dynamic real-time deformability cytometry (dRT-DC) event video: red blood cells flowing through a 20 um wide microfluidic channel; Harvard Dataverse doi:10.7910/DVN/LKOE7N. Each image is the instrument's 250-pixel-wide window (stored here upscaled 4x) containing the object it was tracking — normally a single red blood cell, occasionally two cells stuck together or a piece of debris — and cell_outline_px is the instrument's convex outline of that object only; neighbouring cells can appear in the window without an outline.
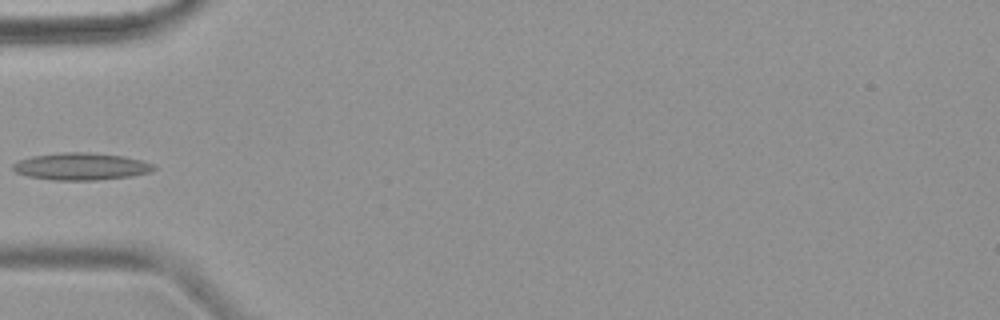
{"species": "common noctule bat (a hibernating species)", "species_latin": "Nyctalus noctula", "temperature_condition": "warm", "stored_images_in_passage": 2, "camera_frame_rate_fps": 3000, "um_per_image_px": 0.085, "animal": {"sex": "female", "body_mass_g": 18.4}, "frame": {"image": 1, "passage_image": 1, "time_ms": 0.0, "image_size_px": [1000, 320], "cell_outline_px": [[156, 168], [152, 172], [132, 176], [96, 180], [52, 180], [28, 176], [16, 172], [12, 168], [12, 164], [16, 160], [32, 156], [64, 152], [88, 152], [124, 156], [140, 160], [152, 164]], "centroid_in_image_um": [6.87, 14.15], "position_along_channel_um": 78.1, "area_um2": 22.37}}
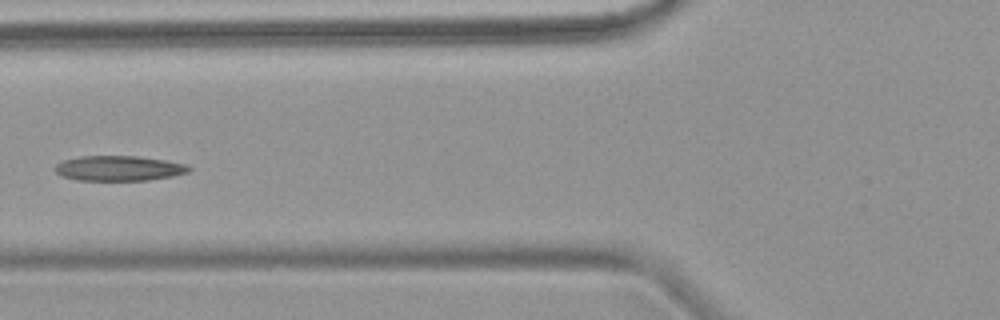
{"frame": {"image": 2, "passage_image": 2, "time_ms": 1.0, "image_size_px": [1000, 320], "cell_outline_px": [[192, 168], [188, 172], [172, 176], [148, 180], [76, 180], [60, 176], [56, 172], [56, 164], [64, 160], [80, 156], [136, 156], [164, 160], [184, 164]], "centroid_in_image_um": [10.07, 14.3], "position_along_channel_um": 115.7, "area_um2": 19.42}}